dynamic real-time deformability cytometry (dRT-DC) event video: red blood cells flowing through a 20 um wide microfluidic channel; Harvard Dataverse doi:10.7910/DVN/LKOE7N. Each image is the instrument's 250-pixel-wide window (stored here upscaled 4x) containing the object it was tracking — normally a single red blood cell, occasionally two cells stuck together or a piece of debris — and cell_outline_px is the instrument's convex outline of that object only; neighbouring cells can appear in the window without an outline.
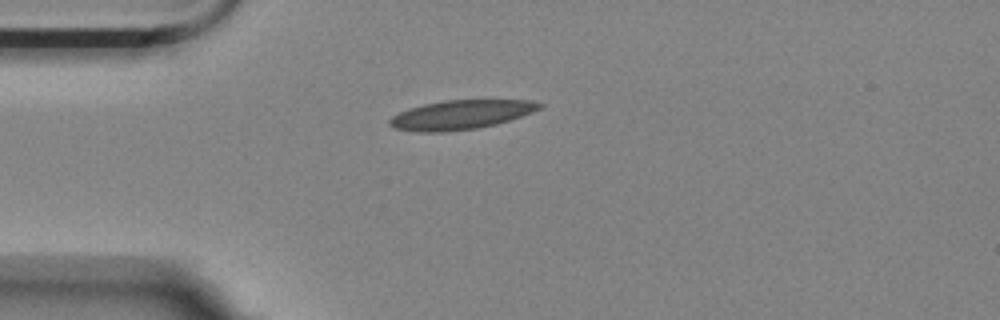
{"species": "Egyptian fruit bat (a non-hibernating species)", "species_latin": "Rousettus aegyptiacus", "temperature_condition": "room temperature", "stored_images_in_passage": 3, "camera_frame_rate_fps": 3000, "um_per_image_px": 0.085, "animal": {"sex": "female"}, "frame": {"image": 1, "passage_image": 3, "time_ms": 3.667, "image_size_px": [1000, 320], "cell_outline_px": [[544, 104], [540, 108], [532, 112], [496, 124], [476, 128], [440, 132], [416, 132], [396, 128], [388, 124], [388, 120], [392, 116], [408, 108], [424, 104], [444, 100], [532, 100]], "centroid_in_image_um": [39.14, 9.74], "position_along_channel_um": 45.9, "area_um2": 25.32}}